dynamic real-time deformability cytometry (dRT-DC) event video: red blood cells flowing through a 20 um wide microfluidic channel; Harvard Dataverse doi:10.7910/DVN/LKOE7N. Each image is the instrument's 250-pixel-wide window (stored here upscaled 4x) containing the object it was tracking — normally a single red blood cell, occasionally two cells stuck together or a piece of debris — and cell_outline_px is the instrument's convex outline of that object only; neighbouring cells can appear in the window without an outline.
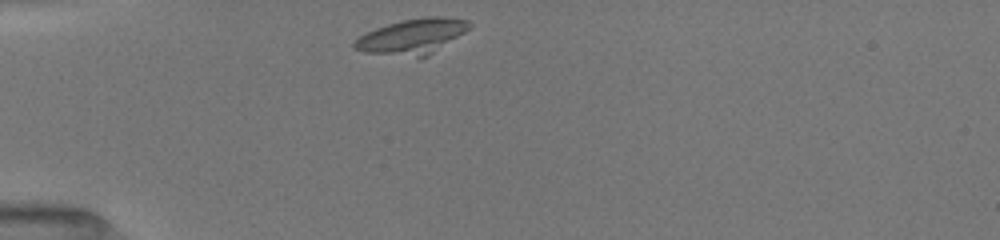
{"species": "common noctule bat (a hibernating species)", "species_latin": "Nyctalus noctula", "temperature_condition": "room temperature", "stored_images_in_passage": 5, "camera_frame_rate_fps": 3000, "um_per_image_px": 0.085, "animal": {"sex": "female", "body_mass_g": 19.5, "forearm_length_mm": 54.1}, "frame": {"image": 1, "passage_image": 1, "time_ms": 0.0, "image_size_px": [1000, 240], "cell_outline_px": [[472, 24], [464, 32], [428, 56], [416, 56], [364, 52], [352, 48], [352, 44], [360, 36], [376, 28], [388, 24], [404, 20], [428, 16], [444, 16], [468, 20]], "centroid_in_image_um": [35.05, 3.07], "position_along_channel_um": 50.0, "area_um2": 23.0}}